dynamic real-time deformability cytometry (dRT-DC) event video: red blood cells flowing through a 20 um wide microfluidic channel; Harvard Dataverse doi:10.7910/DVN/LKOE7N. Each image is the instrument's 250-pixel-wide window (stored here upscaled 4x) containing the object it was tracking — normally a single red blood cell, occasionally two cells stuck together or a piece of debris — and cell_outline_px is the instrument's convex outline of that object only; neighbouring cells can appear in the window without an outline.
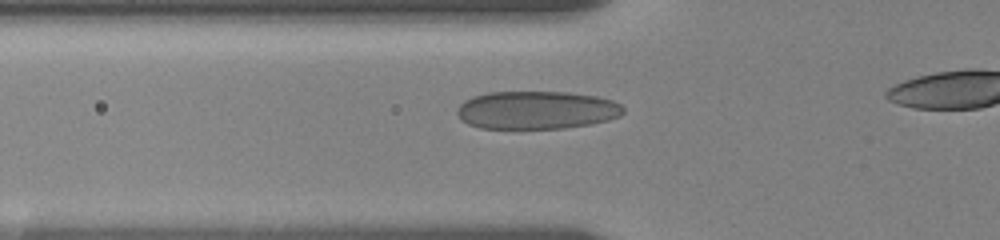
{"species": "human", "species_latin": "Homo sapiens", "temperature_condition": "room temperature", "stored_images_in_passage": 43, "camera_frame_rate_fps": 3000, "um_per_image_px": 0.085, "donor": {"sex": "female"}, "frame": {"image": 1, "passage_image": 3, "time_ms": 0.333, "image_size_px": [1000, 240], "cell_outline_px": [[624, 112], [620, 116], [608, 120], [592, 124], [564, 128], [480, 128], [468, 124], [456, 112], [456, 108], [464, 100], [472, 96], [488, 92], [568, 92], [596, 96], [612, 100], [620, 104], [624, 108]], "centroid_in_image_um": [45.62, 9.35], "position_along_channel_um": 80.2, "area_um2": 36.93}}
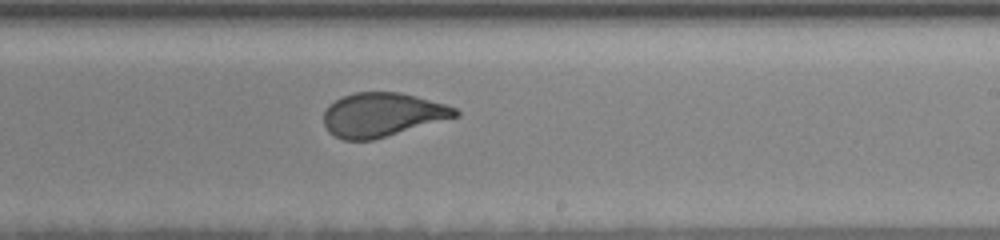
{"frame": {"image": 2, "passage_image": 26, "time_ms": 5.333, "image_size_px": [1000, 240], "cell_outline_px": [[460, 116], [372, 140], [344, 140], [328, 132], [324, 124], [324, 112], [328, 104], [352, 92], [400, 92], [416, 96], [444, 104], [456, 108], [460, 112]], "centroid_in_image_um": [32.48, 9.75], "position_along_channel_um": 256.5, "area_um2": 33.64}}
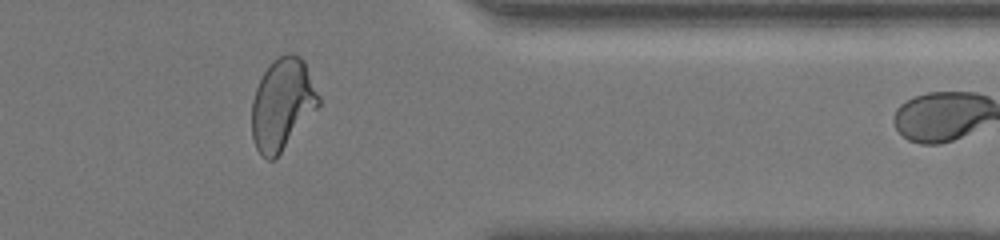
{"frame": {"image": 3, "passage_image": 41, "time_ms": 9.333, "image_size_px": [1000, 240], "cell_outline_px": [[320, 104], [280, 152], [272, 160], [268, 160], [256, 148], [252, 136], [252, 100], [256, 88], [264, 72], [272, 60], [288, 52], [292, 52], [300, 56], [304, 60], [320, 96]], "centroid_in_image_um": [23.99, 8.8], "position_along_channel_um": 387.4, "area_um2": 35.14}, "authors_computed_cell_mechanics": {"area_um2": 34.391, "velocity_mm_per_s": 3.5092, "shape_relaxation_time_tau1_ms": 6.3613, "shape_relaxation_time_tau2_ms": null, "deformation_change_tau1": 0.1875, "deformation_change_tau2": null}}